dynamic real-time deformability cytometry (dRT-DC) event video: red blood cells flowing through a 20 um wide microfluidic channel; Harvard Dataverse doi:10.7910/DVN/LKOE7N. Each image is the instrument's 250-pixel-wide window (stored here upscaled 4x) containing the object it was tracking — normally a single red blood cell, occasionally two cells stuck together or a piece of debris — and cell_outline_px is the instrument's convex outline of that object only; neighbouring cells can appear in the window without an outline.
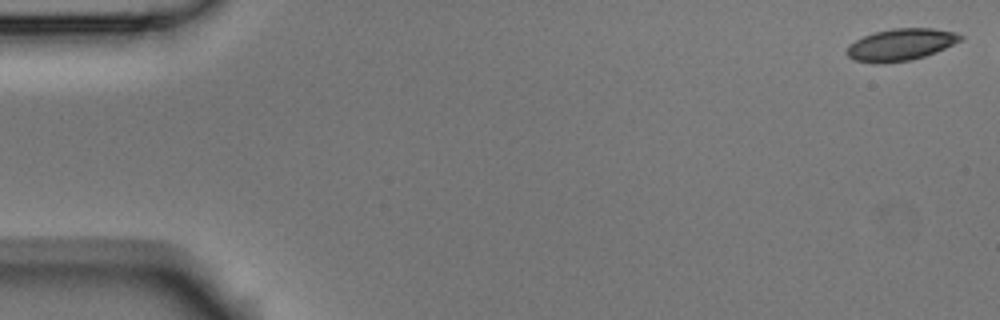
{"species": "Egyptian fruit bat (a non-hibernating species)", "species_latin": "Rousettus aegyptiacus", "temperature_condition": "room temperature", "stored_images_in_passage": 6, "camera_frame_rate_fps": 3000, "um_per_image_px": 0.085, "animal": {"sex": "male"}, "frame": {"image": 1, "passage_image": 1, "time_ms": 0.0, "image_size_px": [1000, 320], "cell_outline_px": [[964, 40], [936, 52], [924, 56], [908, 60], [880, 64], [876, 64], [856, 60], [848, 56], [848, 48], [856, 40], [864, 36], [876, 32], [896, 28], [932, 28], [956, 32], [964, 36]], "centroid_in_image_um": [76.64, 3.79], "position_along_channel_um": 8.4, "area_um2": 20.92}}
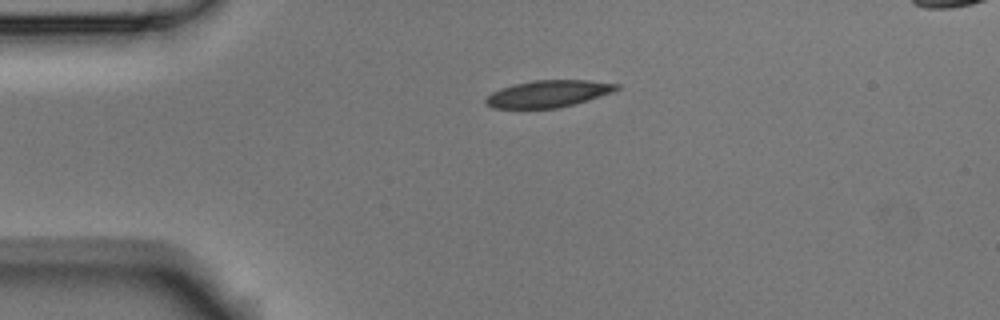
{"frame": {"image": 2, "passage_image": 6, "time_ms": 1.667, "image_size_px": [1000, 320], "cell_outline_px": [[620, 88], [612, 92], [588, 100], [556, 108], [492, 108], [484, 100], [492, 92], [500, 88], [532, 80], [588, 80], [620, 84]], "centroid_in_image_um": [46.61, 7.96], "position_along_channel_um": 38.4, "area_um2": 20.35}}